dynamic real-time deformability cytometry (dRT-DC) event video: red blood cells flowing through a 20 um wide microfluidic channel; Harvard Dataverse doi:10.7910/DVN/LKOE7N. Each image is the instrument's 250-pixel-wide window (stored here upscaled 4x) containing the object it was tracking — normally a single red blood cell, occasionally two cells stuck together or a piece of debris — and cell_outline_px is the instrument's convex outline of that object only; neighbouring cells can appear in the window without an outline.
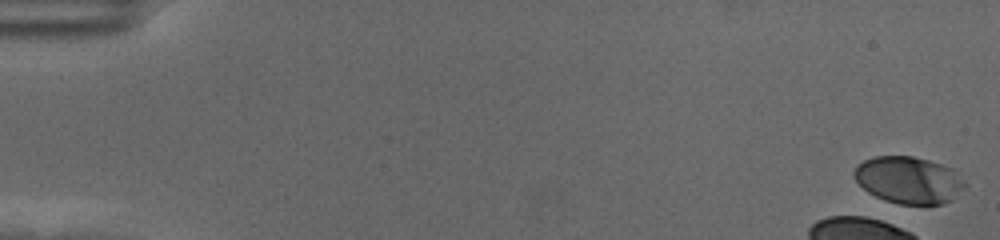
{"species": "human", "species_latin": "Homo sapiens", "temperature_condition": "cold", "stored_images_in_passage": 5, "camera_frame_rate_fps": 3000, "um_per_image_px": 0.085, "donor": {"sex": "female"}, "frame": {"image": 1, "passage_image": 1, "time_ms": 0.0, "image_size_px": [1000, 240], "cell_outline_px": [[968, 184], [952, 200], [944, 204], [900, 204], [884, 200], [868, 192], [856, 180], [852, 172], [856, 164], [864, 160], [876, 156], [912, 156], [928, 160], [952, 168]], "centroid_in_image_um": [77.24, 15.3], "position_along_channel_um": 7.8, "area_um2": 30.4}}